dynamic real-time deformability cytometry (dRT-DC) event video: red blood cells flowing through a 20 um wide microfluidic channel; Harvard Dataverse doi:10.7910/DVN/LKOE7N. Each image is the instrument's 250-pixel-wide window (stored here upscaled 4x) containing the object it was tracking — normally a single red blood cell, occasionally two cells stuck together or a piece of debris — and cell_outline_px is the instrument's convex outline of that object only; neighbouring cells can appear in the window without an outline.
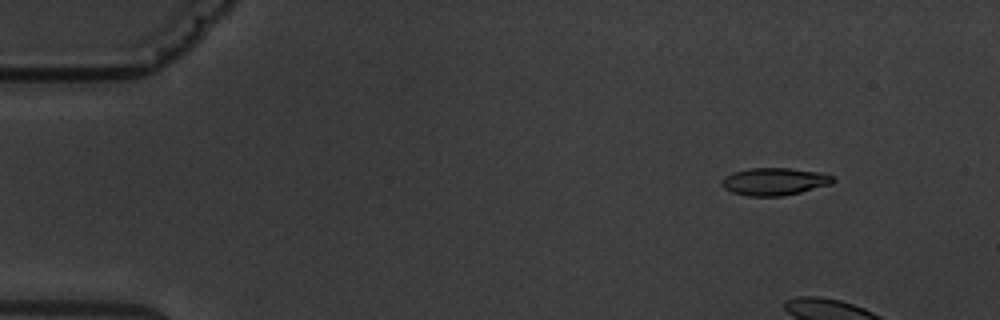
{"species": "common noctule bat (a hibernating species)", "species_latin": "Nyctalus noctula", "temperature_condition": "warm", "stored_images_in_passage": 8, "camera_frame_rate_fps": 3000, "um_per_image_px": 0.085, "animal": {"sex": "male", "body_mass_g": 19.5, "forearm_length_mm": 54.6}, "frame": {"image": 1, "passage_image": 2, "time_ms": 1.333, "image_size_px": [1000, 320], "cell_outline_px": [[836, 180], [832, 184], [784, 196], [748, 196], [732, 192], [724, 188], [720, 184], [720, 180], [724, 176], [732, 172], [748, 168], [792, 168], [820, 172], [836, 176]], "centroid_in_image_um": [65.83, 15.42], "position_along_channel_um": 19.2, "area_um2": 18.15}}
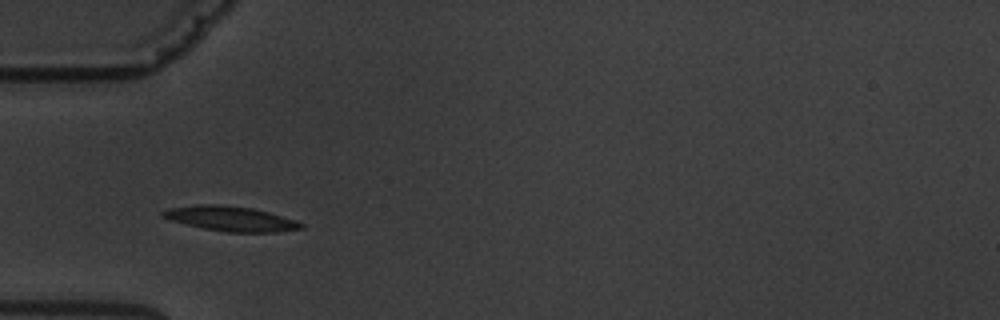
{"frame": {"image": 2, "passage_image": 6, "time_ms": 6.333, "image_size_px": [1000, 320], "cell_outline_px": [[304, 228], [276, 232], [228, 232], [204, 228], [172, 220], [160, 216], [160, 212], [168, 208], [200, 204], [220, 204], [252, 208], [268, 212], [296, 220], [304, 224]], "centroid_in_image_um": [19.62, 18.58], "position_along_channel_um": 65.4, "area_um2": 19.88}}
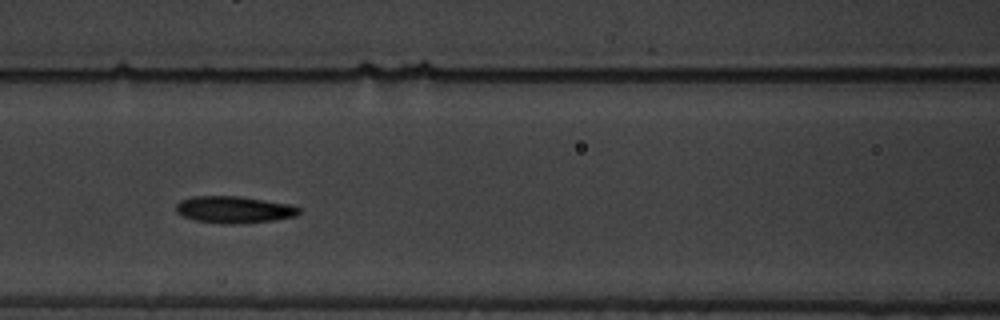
{"frame": {"image": 3, "passage_image": 8, "time_ms": 8.667, "image_size_px": [1000, 320], "cell_outline_px": [[300, 212], [296, 216], [272, 220], [236, 224], [220, 224], [196, 220], [184, 216], [176, 212], [176, 204], [180, 200], [192, 196], [236, 196], [264, 200], [288, 204], [300, 208]], "centroid_in_image_um": [19.86, 17.82], "position_along_channel_um": 146.7, "area_um2": 19.13}}